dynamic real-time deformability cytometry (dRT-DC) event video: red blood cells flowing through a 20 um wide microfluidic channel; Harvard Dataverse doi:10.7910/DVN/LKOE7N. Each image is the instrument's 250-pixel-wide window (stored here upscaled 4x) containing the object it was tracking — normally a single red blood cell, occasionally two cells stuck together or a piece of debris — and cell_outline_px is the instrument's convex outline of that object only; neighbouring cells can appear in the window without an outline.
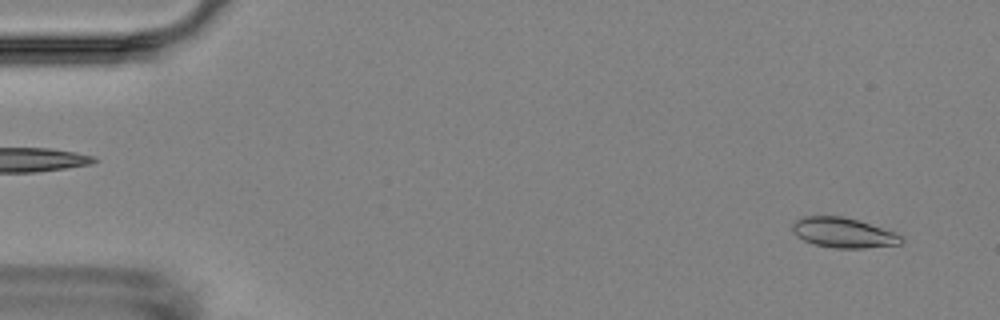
{"species": "Egyptian fruit bat (a non-hibernating species)", "species_latin": "Rousettus aegyptiacus", "temperature_condition": "room temperature", "stored_images_in_passage": 7, "camera_frame_rate_fps": 3000, "um_per_image_px": 0.085, "animal": {"sex": "female"}, "frame": {"image": 1, "passage_image": 2, "time_ms": 1.0, "image_size_px": [1000, 320], "cell_outline_px": [[904, 240], [900, 244], [864, 248], [836, 248], [816, 244], [804, 240], [796, 236], [792, 228], [792, 224], [796, 220], [804, 216], [840, 216], [856, 220], [904, 236]], "centroid_in_image_um": [71.67, 19.79], "position_along_channel_um": 13.3, "area_um2": 18.67}}
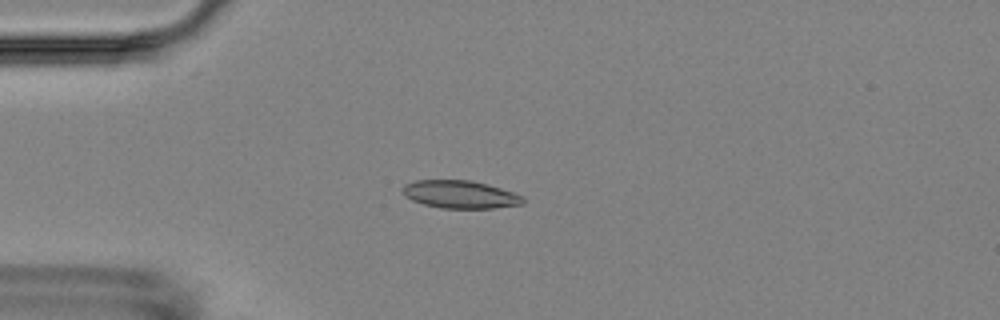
{"frame": {"image": 2, "passage_image": 5, "time_ms": 4.667, "image_size_px": [1000, 320], "cell_outline_px": [[524, 204], [492, 208], [440, 208], [424, 204], [412, 200], [400, 188], [404, 184], [416, 180], [468, 180], [500, 188], [524, 196]], "centroid_in_image_um": [39.11, 16.53], "position_along_channel_um": 45.9, "area_um2": 19.31}}
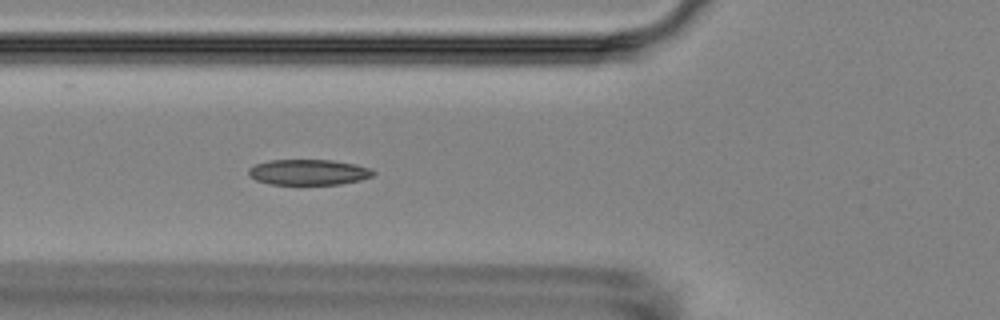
{"frame": {"image": 3, "passage_image": 7, "time_ms": 6.667, "image_size_px": [1000, 320], "cell_outline_px": [[376, 172], [372, 176], [360, 180], [340, 184], [268, 184], [256, 180], [248, 176], [248, 168], [256, 164], [268, 160], [332, 160], [356, 164], [372, 168]], "centroid_in_image_um": [26.22, 14.63], "position_along_channel_um": 99.6, "area_um2": 18.73}}